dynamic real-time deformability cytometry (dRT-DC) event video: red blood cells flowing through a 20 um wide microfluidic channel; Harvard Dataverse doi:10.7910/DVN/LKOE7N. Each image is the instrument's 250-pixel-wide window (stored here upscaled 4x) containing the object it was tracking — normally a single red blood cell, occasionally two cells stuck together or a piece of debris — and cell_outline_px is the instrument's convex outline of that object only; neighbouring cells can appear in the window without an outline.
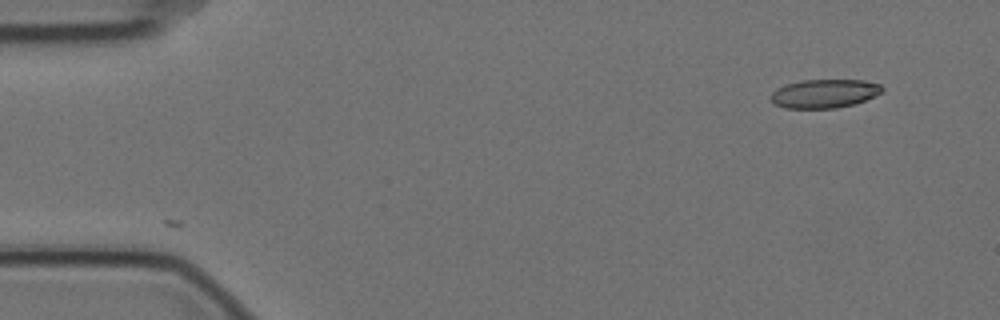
{"species": "Egyptian fruit bat (a non-hibernating species)", "species_latin": "Rousettus aegyptiacus", "temperature_condition": "cold", "stored_images_in_passage": 2, "camera_frame_rate_fps": 3000, "um_per_image_px": 0.085, "animal": {"sex": "female"}, "frame": {"image": 1, "passage_image": 2, "time_ms": 0.333, "image_size_px": [1000, 320], "cell_outline_px": [[884, 88], [880, 92], [864, 100], [852, 104], [836, 108], [784, 108], [776, 104], [772, 100], [772, 92], [776, 88], [784, 84], [800, 80], [864, 80], [880, 84]], "centroid_in_image_um": [70.04, 7.94], "position_along_channel_um": 15.0, "area_um2": 18.44}}